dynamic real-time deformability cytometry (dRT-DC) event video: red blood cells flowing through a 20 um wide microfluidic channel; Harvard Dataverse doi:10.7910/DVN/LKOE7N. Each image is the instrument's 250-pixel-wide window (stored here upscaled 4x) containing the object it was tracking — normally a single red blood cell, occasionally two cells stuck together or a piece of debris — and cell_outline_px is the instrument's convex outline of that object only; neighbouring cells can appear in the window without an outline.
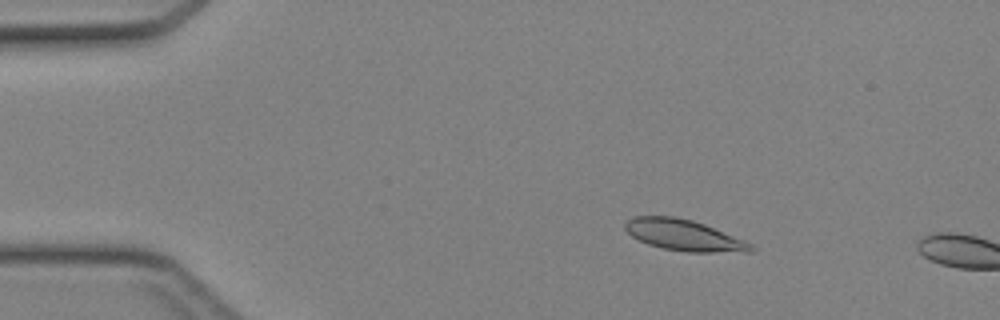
{"species": "Egyptian fruit bat (a non-hibernating species)", "species_latin": "Rousettus aegyptiacus", "temperature_condition": "cold", "stored_images_in_passage": 4, "camera_frame_rate_fps": 3000, "um_per_image_px": 0.085, "animal": {"sex": "female"}, "frame": {"image": 1, "passage_image": 1, "time_ms": 0.0, "image_size_px": [1000, 320], "cell_outline_px": [[756, 252], [688, 252], [664, 248], [648, 244], [632, 236], [624, 228], [624, 224], [632, 216], [672, 216], [692, 220], [704, 224], [744, 240], [752, 244], [756, 248]], "centroid_in_image_um": [58.16, 19.99], "position_along_channel_um": 26.8, "area_um2": 22.72}}